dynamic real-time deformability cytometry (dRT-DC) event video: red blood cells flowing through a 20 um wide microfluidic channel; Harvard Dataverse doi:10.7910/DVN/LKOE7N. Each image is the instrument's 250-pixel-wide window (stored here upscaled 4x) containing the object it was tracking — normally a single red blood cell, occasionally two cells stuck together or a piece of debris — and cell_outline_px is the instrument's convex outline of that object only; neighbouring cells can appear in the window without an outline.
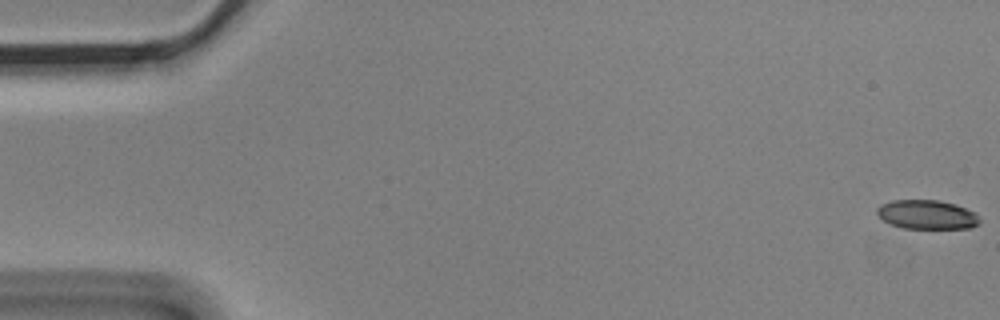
{"species": "Egyptian fruit bat (a non-hibernating species)", "species_latin": "Rousettus aegyptiacus", "temperature_condition": "cold", "stored_images_in_passage": 7, "camera_frame_rate_fps": 3000, "um_per_image_px": 0.085, "animal": {"sex": "male"}, "frame": {"image": 1, "passage_image": 1, "time_ms": 0.0, "image_size_px": [1000, 320], "cell_outline_px": [[980, 224], [972, 228], [904, 228], [892, 224], [884, 220], [876, 212], [876, 208], [880, 204], [892, 200], [940, 200], [956, 204], [976, 212], [980, 220]], "centroid_in_image_um": [78.83, 18.23], "position_along_channel_um": 6.2, "area_um2": 17.51}}
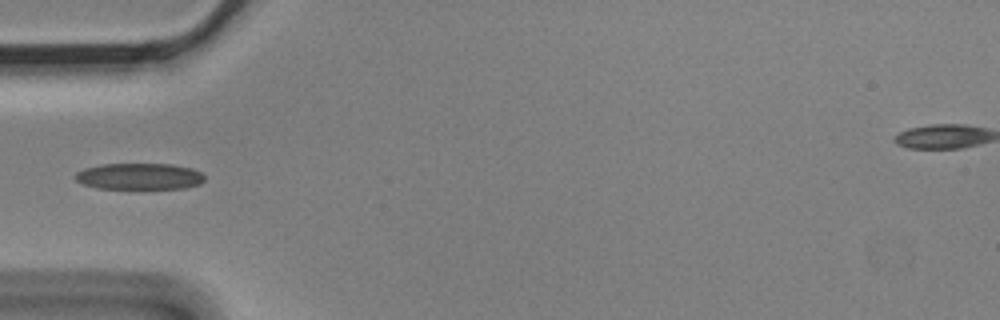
{"frame": {"image": 2, "passage_image": 5, "time_ms": 1.333, "image_size_px": [1000, 320], "cell_outline_px": [[204, 180], [200, 184], [184, 188], [96, 188], [84, 184], [76, 180], [76, 172], [84, 168], [100, 164], [172, 164], [192, 168], [200, 172], [204, 176]], "centroid_in_image_um": [11.85, 14.98], "position_along_channel_um": 73.1, "area_um2": 19.77}}
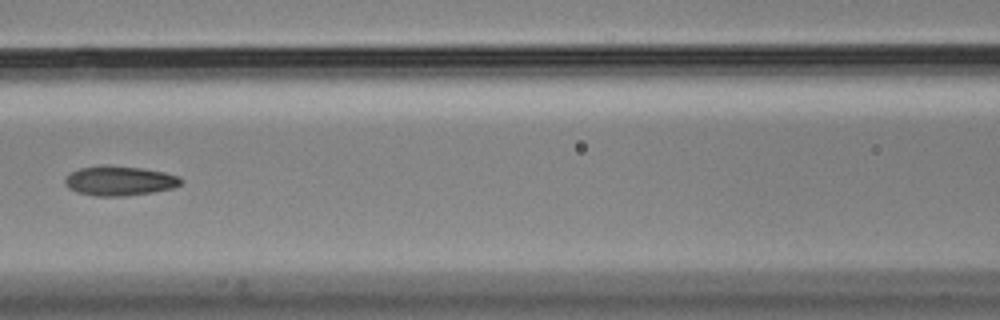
{"frame": {"image": 3, "passage_image": 7, "time_ms": 2.0, "image_size_px": [1000, 320], "cell_outline_px": [[184, 180], [176, 188], [152, 192], [124, 196], [96, 196], [76, 192], [68, 188], [64, 184], [64, 176], [80, 168], [140, 168], [164, 172], [180, 176]], "centroid_in_image_um": [10.19, 15.42], "position_along_channel_um": 156.4, "area_um2": 19.42}}